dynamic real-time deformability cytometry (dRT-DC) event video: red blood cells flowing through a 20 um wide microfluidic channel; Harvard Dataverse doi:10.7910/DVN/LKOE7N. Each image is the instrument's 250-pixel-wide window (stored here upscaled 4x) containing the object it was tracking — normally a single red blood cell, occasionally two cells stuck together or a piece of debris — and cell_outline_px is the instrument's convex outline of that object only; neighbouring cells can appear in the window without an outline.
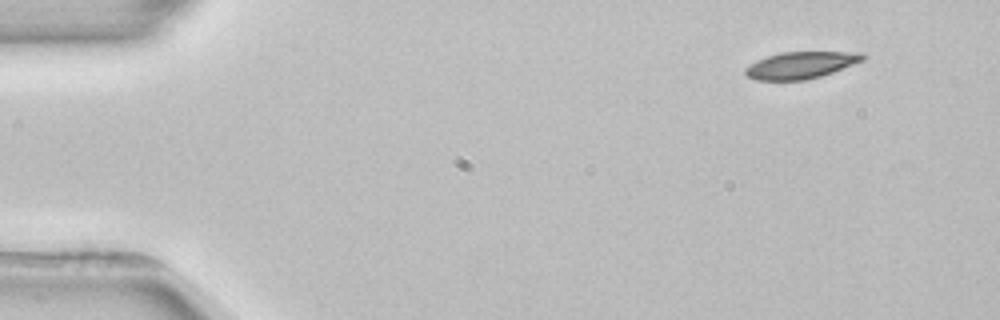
{"species": "common noctule bat (a hibernating species)", "species_latin": "Nyctalus noctula", "temperature_condition": "room temperature", "stored_images_in_passage": 3, "camera_frame_rate_fps": 3000, "um_per_image_px": 0.085, "animal": {"sex": "female", "body_mass_g": 22.7, "forearm_length_mm": 54.2}, "frame": {"image": 1, "passage_image": 1, "time_ms": 0.0, "image_size_px": [1000, 320], "cell_outline_px": [[868, 56], [864, 60], [832, 72], [820, 76], [804, 80], [756, 80], [748, 76], [744, 72], [744, 68], [748, 64], [756, 60], [780, 52], [864, 52]], "centroid_in_image_um": [68.07, 5.52], "position_along_channel_um": 16.9, "area_um2": 18.44}}
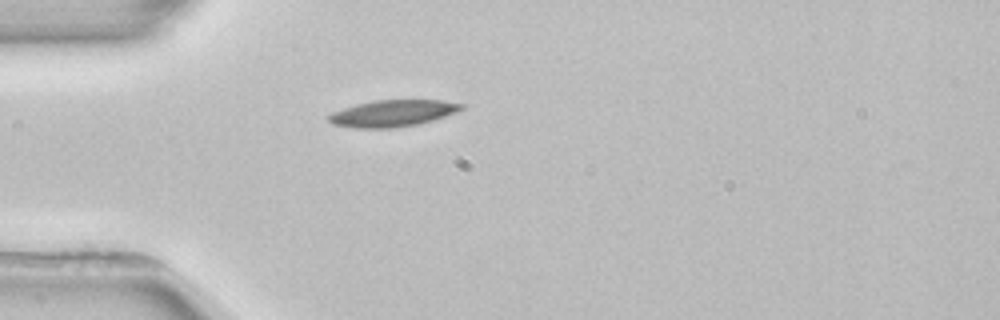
{"frame": {"image": 2, "passage_image": 3, "time_ms": 3.333, "image_size_px": [1000, 320], "cell_outline_px": [[464, 108], [456, 112], [432, 120], [416, 124], [396, 128], [356, 128], [332, 124], [328, 120], [328, 116], [332, 112], [356, 104], [372, 100], [444, 100], [464, 104]], "centroid_in_image_um": [33.37, 9.62], "position_along_channel_um": 51.6, "area_um2": 20.58}}